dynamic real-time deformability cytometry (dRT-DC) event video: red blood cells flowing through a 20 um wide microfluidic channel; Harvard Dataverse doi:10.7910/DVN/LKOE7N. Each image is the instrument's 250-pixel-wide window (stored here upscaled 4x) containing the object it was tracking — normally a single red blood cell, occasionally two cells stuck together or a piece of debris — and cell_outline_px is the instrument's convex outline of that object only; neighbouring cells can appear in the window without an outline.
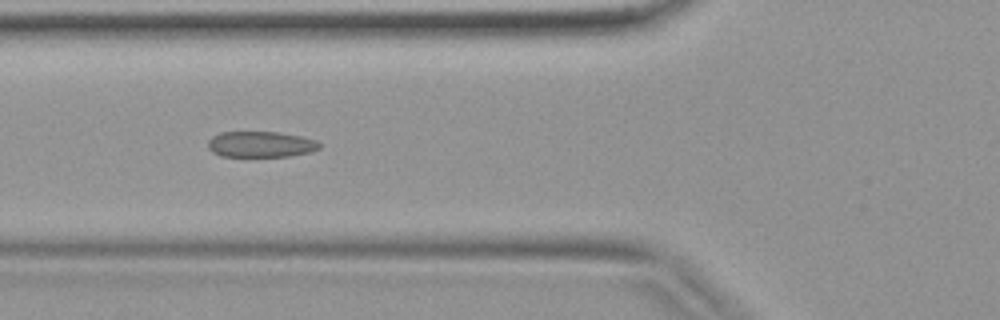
{"species": "common noctule bat (a hibernating species)", "species_latin": "Nyctalus noctula", "temperature_condition": "warm", "stored_images_in_passage": 29, "camera_frame_rate_fps": 3000, "um_per_image_px": 0.085, "animal": {"sex": "female", "body_mass_g": 19.9}, "frame": {"image": 1, "passage_image": 9, "time_ms": 2.667, "image_size_px": [1000, 320], "cell_outline_px": [[320, 148], [312, 152], [288, 156], [220, 156], [212, 152], [208, 148], [208, 140], [212, 136], [220, 132], [280, 132], [300, 136], [316, 140], [320, 144]], "centroid_in_image_um": [22.15, 12.26], "position_along_channel_um": 103.6, "area_um2": 16.88}}
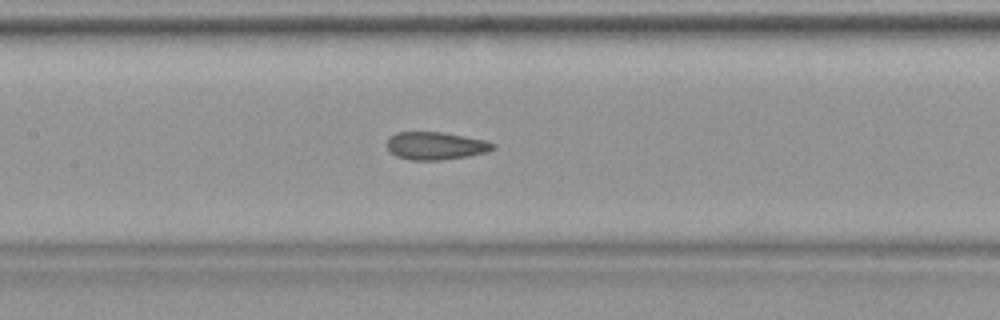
{"frame": {"image": 2, "passage_image": 13, "time_ms": 4.0, "image_size_px": [1000, 320], "cell_outline_px": [[496, 148], [488, 152], [468, 156], [440, 160], [412, 160], [396, 156], [384, 144], [388, 136], [396, 132], [444, 132], [484, 140], [496, 144]], "centroid_in_image_um": [37.01, 12.38], "position_along_channel_um": 170.4, "area_um2": 17.34}}